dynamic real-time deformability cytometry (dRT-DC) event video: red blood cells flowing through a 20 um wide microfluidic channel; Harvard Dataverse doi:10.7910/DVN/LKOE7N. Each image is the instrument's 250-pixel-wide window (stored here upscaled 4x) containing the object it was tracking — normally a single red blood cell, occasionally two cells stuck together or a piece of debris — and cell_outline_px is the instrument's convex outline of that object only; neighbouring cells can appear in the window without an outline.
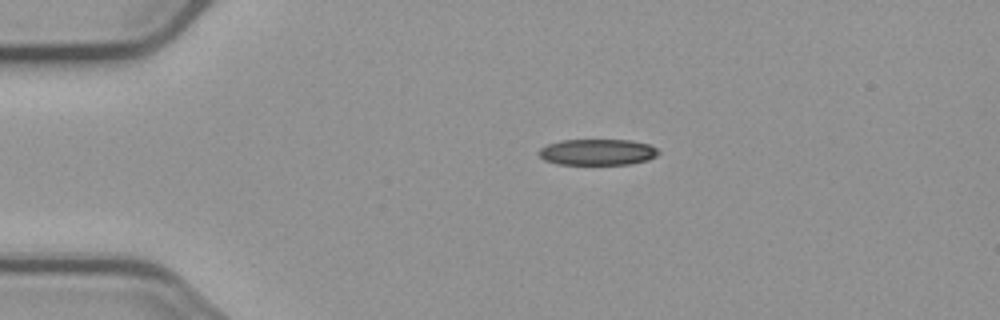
{"species": "common noctule bat (a hibernating species)", "species_latin": "Nyctalus noctula", "temperature_condition": "cold", "stored_images_in_passage": 3, "camera_frame_rate_fps": 3000, "um_per_image_px": 0.085, "animal": {"sex": "male", "body_mass_g": 23.1, "forearm_length_mm": 52.7}, "frame": {"image": 1, "passage_image": 1, "time_ms": 0.0, "image_size_px": [1000, 320], "cell_outline_px": [[660, 152], [656, 156], [648, 160], [632, 164], [556, 164], [544, 160], [536, 152], [540, 148], [548, 144], [560, 140], [632, 140], [648, 144], [656, 148]], "centroid_in_image_um": [50.77, 12.93], "position_along_channel_um": 34.2, "area_um2": 18.32}}
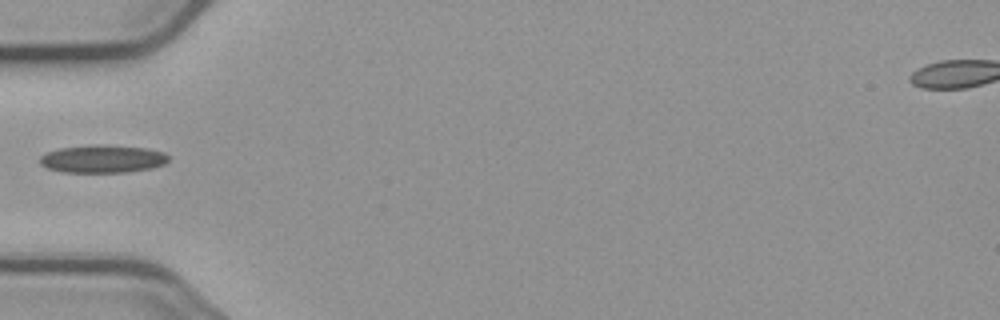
{"frame": {"image": 2, "passage_image": 3, "time_ms": 2.333, "image_size_px": [1000, 320], "cell_outline_px": [[168, 160], [164, 164], [152, 168], [128, 172], [64, 172], [48, 168], [40, 164], [40, 156], [48, 152], [60, 148], [96, 144], [104, 144], [148, 148], [164, 152], [168, 156]], "centroid_in_image_um": [8.75, 13.5], "position_along_channel_um": 76.3, "area_um2": 20.92}}